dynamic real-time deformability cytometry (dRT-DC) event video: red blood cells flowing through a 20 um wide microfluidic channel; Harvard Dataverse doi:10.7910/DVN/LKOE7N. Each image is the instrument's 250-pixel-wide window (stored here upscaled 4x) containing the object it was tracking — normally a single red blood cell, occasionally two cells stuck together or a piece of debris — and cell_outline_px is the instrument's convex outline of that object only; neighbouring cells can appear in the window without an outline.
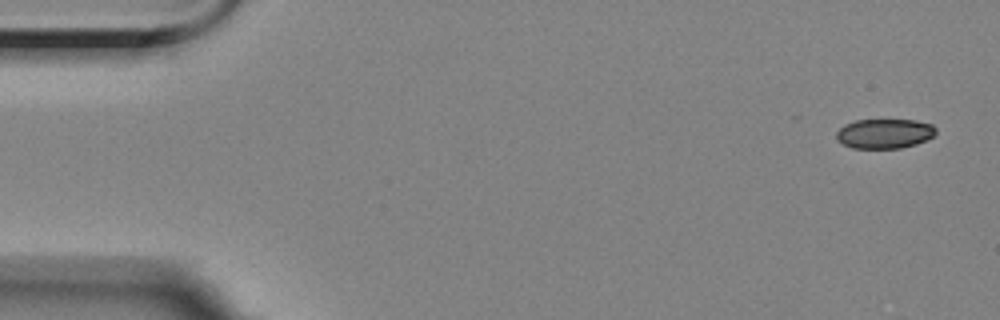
{"species": "Egyptian fruit bat (a non-hibernating species)", "species_latin": "Rousettus aegyptiacus", "temperature_condition": "room temperature", "stored_images_in_passage": 5, "segment_of_instrument_passage": [2, 2], "camera_frame_rate_fps": 3000, "um_per_image_px": 0.085, "animal": {"sex": "female"}, "frame": {"image": 1, "passage_image": 5, "time_ms": 5.667, "image_size_px": [1000, 320], "cell_outline_px": [[936, 132], [928, 140], [916, 144], [900, 148], [852, 148], [836, 140], [836, 132], [844, 124], [856, 120], [916, 120], [932, 124], [936, 128]], "centroid_in_image_um": [75.18, 11.35], "position_along_channel_um": 9.8, "area_um2": 17.28}}